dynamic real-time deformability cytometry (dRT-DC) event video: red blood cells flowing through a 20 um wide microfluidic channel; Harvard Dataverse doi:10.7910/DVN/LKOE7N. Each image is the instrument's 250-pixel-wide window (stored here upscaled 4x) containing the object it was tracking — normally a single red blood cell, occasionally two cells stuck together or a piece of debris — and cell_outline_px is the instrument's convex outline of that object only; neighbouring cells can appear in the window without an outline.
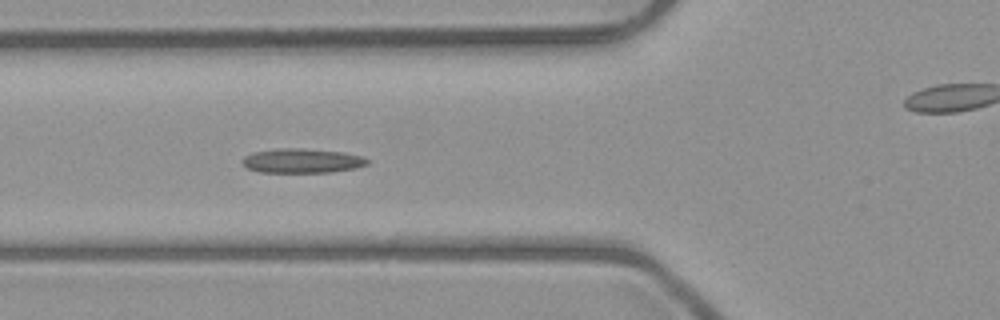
{"species": "common noctule bat (a hibernating species)", "species_latin": "Nyctalus noctula", "temperature_condition": "room temperature", "stored_images_in_passage": 6, "segment_of_instrument_passage": [1, 2], "camera_frame_rate_fps": 3000, "um_per_image_px": 0.085, "animal": {"sex": "male", "body_mass_g": 23.1, "forearm_length_mm": 52.7}, "frame": {"image": 1, "passage_image": 5, "time_ms": 4.333, "image_size_px": [1000, 320], "cell_outline_px": [[368, 164], [352, 168], [328, 172], [260, 172], [248, 168], [240, 160], [244, 156], [252, 152], [284, 148], [300, 148], [340, 152], [360, 156], [368, 160]], "centroid_in_image_um": [25.6, 13.66], "position_along_channel_um": 100.2, "area_um2": 17.4}}